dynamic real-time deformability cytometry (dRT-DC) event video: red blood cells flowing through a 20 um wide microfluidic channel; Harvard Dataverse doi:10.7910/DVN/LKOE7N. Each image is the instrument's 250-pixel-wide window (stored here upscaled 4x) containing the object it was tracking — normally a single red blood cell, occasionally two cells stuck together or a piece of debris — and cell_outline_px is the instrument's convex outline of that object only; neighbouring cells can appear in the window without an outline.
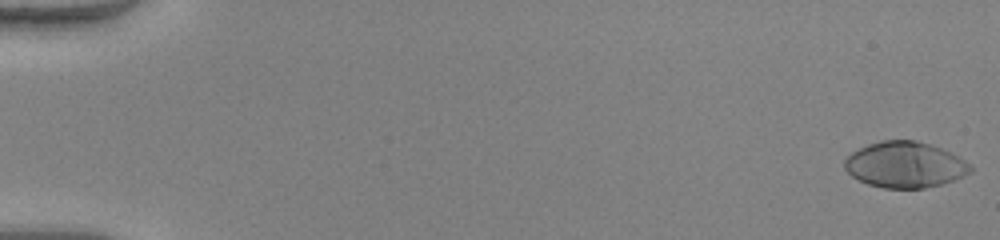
{"species": "human", "species_latin": "Homo sapiens", "temperature_condition": "warm", "stored_images_in_passage": 13, "camera_frame_rate_fps": 3000, "um_per_image_px": 0.085, "donor": {"sex": "female"}, "frame": {"image": 1, "passage_image": 1, "time_ms": 0.0, "image_size_px": [1000, 240], "cell_outline_px": [[972, 172], [952, 180], [940, 184], [924, 188], [884, 188], [868, 184], [852, 176], [844, 168], [844, 160], [852, 152], [868, 144], [880, 140], [916, 140], [940, 148], [972, 164]], "centroid_in_image_um": [76.9, 14.0], "position_along_channel_um": 8.1, "area_um2": 33.41}}